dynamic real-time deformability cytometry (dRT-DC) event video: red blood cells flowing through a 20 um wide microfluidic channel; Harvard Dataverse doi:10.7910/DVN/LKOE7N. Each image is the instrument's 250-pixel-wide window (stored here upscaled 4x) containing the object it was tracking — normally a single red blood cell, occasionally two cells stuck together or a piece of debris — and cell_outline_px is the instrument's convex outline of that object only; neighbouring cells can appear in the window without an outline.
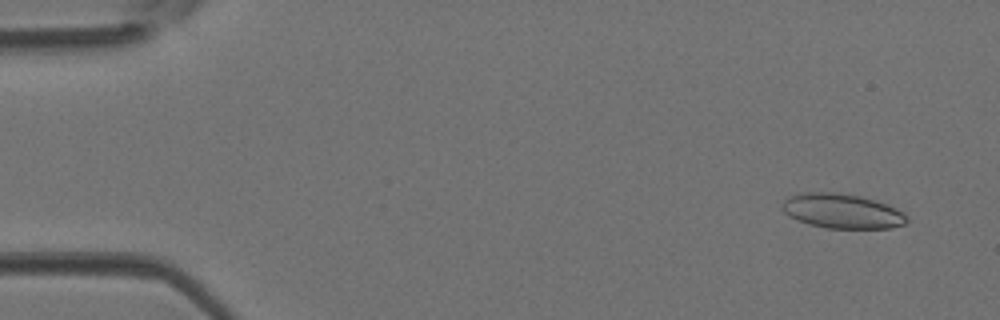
{"species": "Egyptian fruit bat (a non-hibernating species)", "species_latin": "Rousettus aegyptiacus", "temperature_condition": "room temperature", "stored_images_in_passage": 44, "camera_frame_rate_fps": 3000, "um_per_image_px": 0.085, "animal": {"sex": "female"}, "frame": {"image": 1, "passage_image": 3, "time_ms": 0.667, "image_size_px": [1000, 320], "cell_outline_px": [[908, 220], [904, 224], [888, 228], [828, 228], [808, 224], [788, 216], [780, 208], [780, 204], [788, 196], [800, 192], [836, 192], [860, 196], [876, 200], [888, 204], [904, 212], [908, 216]], "centroid_in_image_um": [71.55, 17.93], "position_along_channel_um": 13.5, "area_um2": 25.49}}
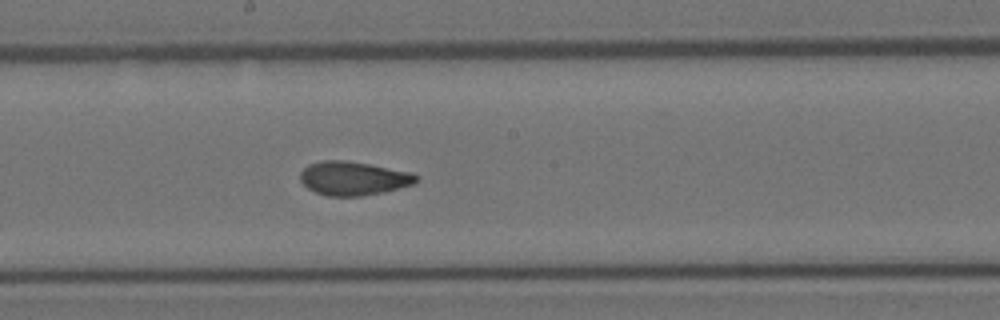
{"frame": {"image": 2, "passage_image": 24, "time_ms": 7.667, "image_size_px": [1000, 320], "cell_outline_px": [[420, 176], [416, 184], [384, 192], [360, 196], [328, 196], [316, 192], [308, 188], [300, 180], [300, 172], [308, 164], [324, 160], [344, 160], [368, 164], [408, 172]], "centroid_in_image_um": [30.04, 15.16], "position_along_channel_um": 218.2, "area_um2": 22.77}}
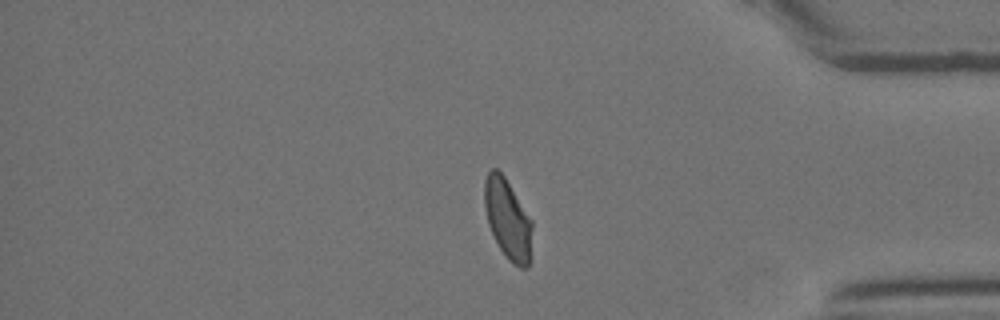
{"frame": {"image": 3, "passage_image": 37, "time_ms": 12.0, "image_size_px": [1000, 320], "cell_outline_px": [[532, 228], [528, 268], [520, 268], [512, 264], [508, 260], [500, 248], [488, 224], [484, 208], [484, 180], [488, 172], [492, 168], [496, 168], [504, 176], [532, 220]], "centroid_in_image_um": [43.14, 18.62], "position_along_channel_um": 392.1, "area_um2": 22.14}}